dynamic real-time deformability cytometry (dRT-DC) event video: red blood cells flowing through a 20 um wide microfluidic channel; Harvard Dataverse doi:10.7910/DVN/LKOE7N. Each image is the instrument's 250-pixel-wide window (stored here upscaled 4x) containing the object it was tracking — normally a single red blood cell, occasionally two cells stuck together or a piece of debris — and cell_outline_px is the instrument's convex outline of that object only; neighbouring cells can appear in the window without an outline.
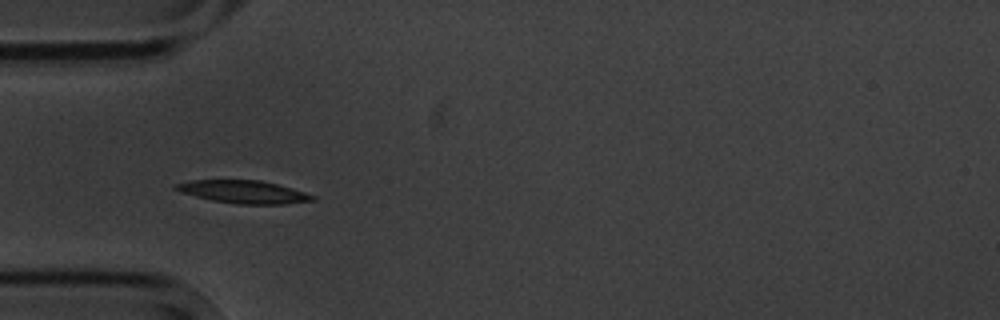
{"species": "common noctule bat (a hibernating species)", "species_latin": "Nyctalus noctula", "temperature_condition": "cold", "stored_images_in_passage": 5, "camera_frame_rate_fps": 3000, "um_per_image_px": 0.085, "animal": {"sex": "male", "body_mass_g": 20.1, "forearm_length_mm": 53.5}, "frame": {"image": 1, "passage_image": 4, "time_ms": 3.667, "image_size_px": [1000, 320], "cell_outline_px": [[316, 200], [284, 204], [236, 204], [212, 200], [180, 192], [172, 188], [172, 184], [188, 180], [260, 180], [276, 184], [304, 192], [316, 196]], "centroid_in_image_um": [20.64, 16.3], "position_along_channel_um": 64.4, "area_um2": 18.21}}
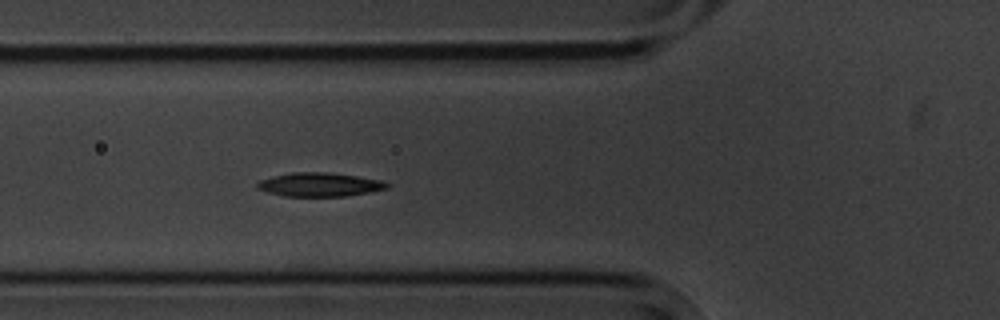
{"frame": {"image": 2, "passage_image": 5, "time_ms": 4.667, "image_size_px": [1000, 320], "cell_outline_px": [[392, 184], [388, 188], [348, 196], [284, 196], [268, 192], [256, 188], [256, 184], [260, 180], [272, 176], [292, 172], [328, 172], [356, 176], [380, 180]], "centroid_in_image_um": [27.16, 15.68], "position_along_channel_um": 98.6, "area_um2": 17.98}}